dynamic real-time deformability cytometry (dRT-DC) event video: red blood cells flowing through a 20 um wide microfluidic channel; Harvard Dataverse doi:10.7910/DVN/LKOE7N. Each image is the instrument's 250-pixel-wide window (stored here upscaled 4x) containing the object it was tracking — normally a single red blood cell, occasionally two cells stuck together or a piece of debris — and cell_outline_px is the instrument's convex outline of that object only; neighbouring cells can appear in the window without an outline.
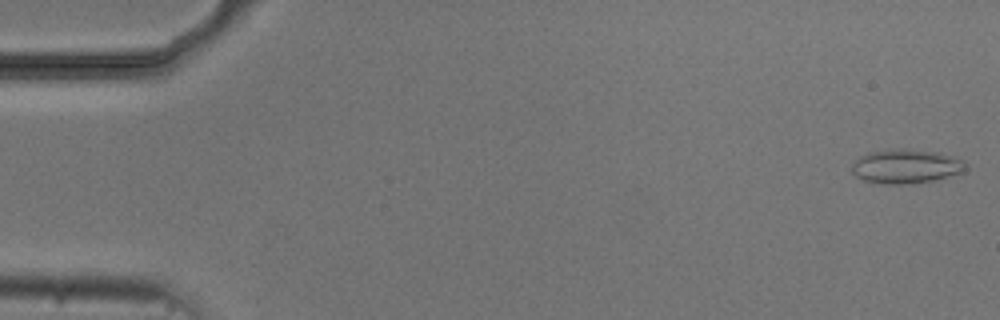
{"species": "common noctule bat (a hibernating species)", "species_latin": "Nyctalus noctula", "temperature_condition": "cold", "stored_images_in_passage": 5, "camera_frame_rate_fps": 3000, "um_per_image_px": 0.085, "animal": {"sex": "male", "body_mass_g": 20.5, "forearm_length_mm": 52.5}, "frame": {"image": 1, "passage_image": 1, "time_ms": 0.0, "image_size_px": [1000, 320], "cell_outline_px": [[968, 168], [964, 172], [932, 180], [912, 184], [888, 184], [864, 180], [856, 176], [852, 172], [852, 164], [860, 156], [868, 152], [900, 148], [936, 152], [952, 156], [964, 160], [968, 164]], "centroid_in_image_um": [77.04, 14.13], "position_along_channel_um": 8.0, "area_um2": 22.66}}